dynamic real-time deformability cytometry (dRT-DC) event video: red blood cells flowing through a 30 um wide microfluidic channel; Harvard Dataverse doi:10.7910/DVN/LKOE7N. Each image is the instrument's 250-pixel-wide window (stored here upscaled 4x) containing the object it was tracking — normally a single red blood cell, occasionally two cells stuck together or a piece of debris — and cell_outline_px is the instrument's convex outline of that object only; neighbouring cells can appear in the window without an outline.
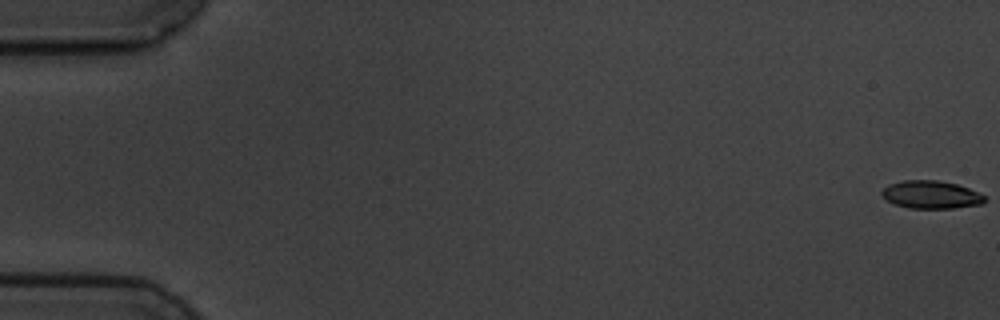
{"species": "common noctule bat (a hibernating species)", "species_latin": "Nyctalus noctula", "temperature_condition": "cold", "stored_images_in_passage": 5, "camera_frame_rate_fps": 3000, "um_per_image_px": 0.085, "animal": {"sex": "male", "body_mass_g": 19.5, "forearm_length_mm": 54.6}, "frame": {"image": 1, "passage_image": 1, "time_ms": 0.0, "image_size_px": [1000, 320], "cell_outline_px": [[984, 200], [980, 204], [952, 208], [908, 208], [892, 204], [880, 192], [888, 184], [904, 180], [936, 180], [956, 184], [968, 188], [984, 196]], "centroid_in_image_um": [79.08, 16.54], "position_along_channel_um": 5.9, "area_um2": 16.47}}